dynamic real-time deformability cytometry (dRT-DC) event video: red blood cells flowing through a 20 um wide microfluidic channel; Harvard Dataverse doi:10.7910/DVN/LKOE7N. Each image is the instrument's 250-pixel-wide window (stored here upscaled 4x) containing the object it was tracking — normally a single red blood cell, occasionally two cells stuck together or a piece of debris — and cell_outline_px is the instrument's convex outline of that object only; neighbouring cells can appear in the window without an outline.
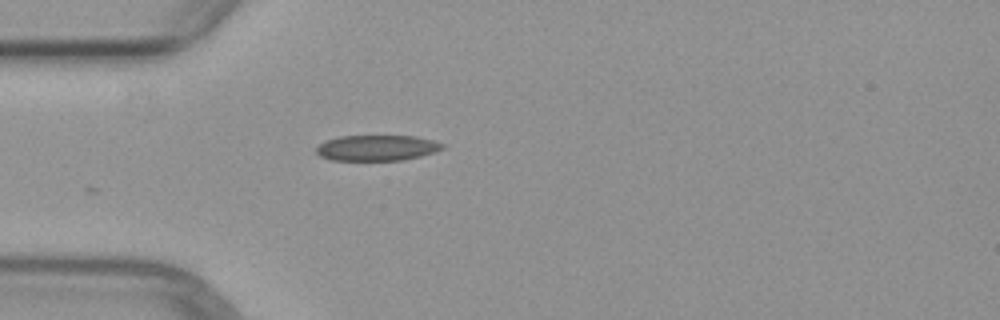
{"species": "common noctule bat (a hibernating species)", "species_latin": "Nyctalus noctula", "temperature_condition": "warm", "stored_images_in_passage": 3, "camera_frame_rate_fps": 3000, "um_per_image_px": 0.085, "animal": {"sex": "female", "body_mass_g": 29.2, "forearm_length_mm": 56.3}, "frame": {"image": 1, "passage_image": 3, "time_ms": 2.667, "image_size_px": [1000, 320], "cell_outline_px": [[444, 148], [420, 156], [400, 160], [332, 160], [320, 156], [316, 152], [316, 148], [320, 144], [328, 140], [340, 136], [416, 136], [432, 140], [444, 144]], "centroid_in_image_um": [32.03, 12.57], "position_along_channel_um": 53.0, "area_um2": 18.61}}